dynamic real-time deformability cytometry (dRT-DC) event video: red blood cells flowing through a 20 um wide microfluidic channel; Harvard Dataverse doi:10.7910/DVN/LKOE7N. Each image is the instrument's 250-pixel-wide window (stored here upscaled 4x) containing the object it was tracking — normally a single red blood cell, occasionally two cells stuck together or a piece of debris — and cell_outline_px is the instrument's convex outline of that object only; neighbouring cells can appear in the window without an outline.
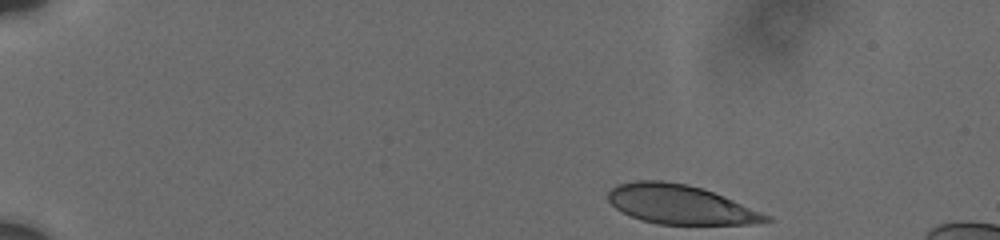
{"species": "human", "species_latin": "Homo sapiens", "temperature_condition": "cold", "stored_images_in_passage": 38, "camera_frame_rate_fps": 3000, "um_per_image_px": 0.085, "donor": {"sex": "male"}, "frame": {"image": 1, "passage_image": 1, "time_ms": 0.0, "image_size_px": [1000, 240], "cell_outline_px": [[772, 220], [752, 224], [656, 224], [640, 220], [616, 208], [608, 200], [608, 192], [612, 188], [620, 184], [636, 180], [664, 180], [688, 184], [704, 188], [724, 196], [772, 216]], "centroid_in_image_um": [57.85, 17.37], "position_along_channel_um": 27.2, "area_um2": 36.07}}
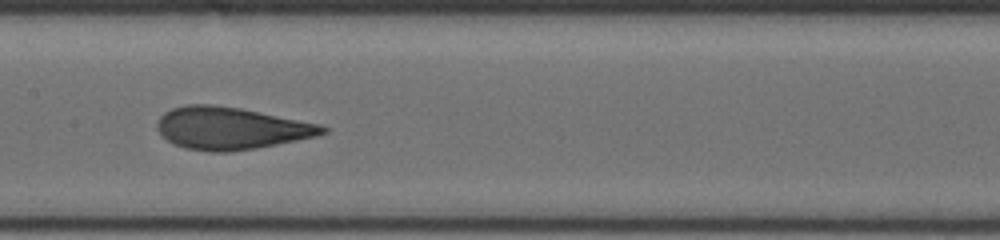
{"frame": {"image": 2, "passage_image": 20, "time_ms": 7.333, "image_size_px": [1000, 240], "cell_outline_px": [[328, 132], [316, 136], [256, 148], [228, 152], [212, 152], [184, 148], [172, 144], [156, 128], [156, 124], [160, 116], [164, 112], [172, 108], [188, 104], [208, 104], [240, 108], [320, 124], [328, 128]], "centroid_in_image_um": [19.6, 10.9], "position_along_channel_um": 187.8, "area_um2": 40.58}}
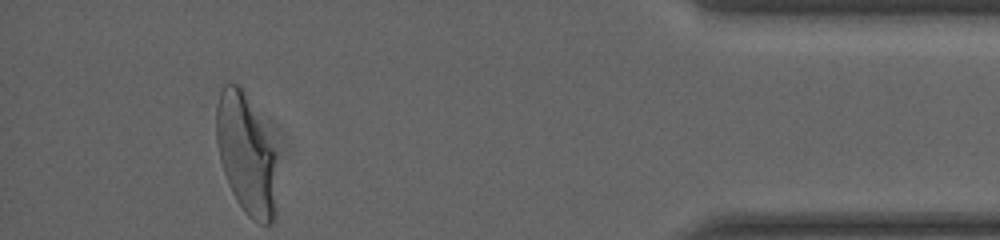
{"frame": {"image": 3, "passage_image": 38, "time_ms": 14.667, "image_size_px": [1000, 240], "cell_outline_px": [[276, 208], [272, 224], [260, 224], [252, 220], [244, 212], [236, 200], [228, 184], [220, 160], [216, 140], [216, 108], [220, 92], [224, 84], [240, 84], [244, 88], [272, 148]], "centroid_in_image_um": [20.87, 13.12], "position_along_channel_um": 414.3, "area_um2": 41.62}, "authors_computed_cell_mechanics": {"area_um2": 39.8531, "velocity_mm_per_s": 3.7144, "shape_relaxation_time_tau1_ms": 5.7053, "shape_relaxation_time_tau2_ms": 0.8691, "deformation_change_tau1": 0.2152, "deformation_change_tau2": 0.0771}}